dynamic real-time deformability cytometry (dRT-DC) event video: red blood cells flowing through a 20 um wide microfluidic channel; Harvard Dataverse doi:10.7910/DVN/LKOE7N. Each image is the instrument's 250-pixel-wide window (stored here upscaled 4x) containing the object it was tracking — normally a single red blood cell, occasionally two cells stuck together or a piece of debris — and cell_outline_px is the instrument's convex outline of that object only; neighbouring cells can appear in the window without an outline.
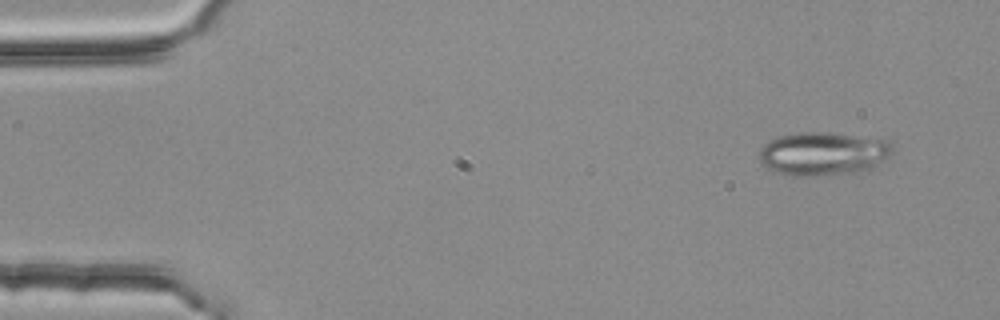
{"species": "common noctule bat (a hibernating species)", "species_latin": "Nyctalus noctula", "temperature_condition": "room temperature", "stored_images_in_passage": 3, "camera_frame_rate_fps": 3000, "um_per_image_px": 0.085, "animal": {"sex": "female", "body_mass_g": 25.1}, "frame": {"image": 1, "passage_image": 1, "time_ms": 0.0, "image_size_px": [1000, 320], "cell_outline_px": [[896, 152], [872, 168], [864, 172], [812, 176], [788, 176], [772, 172], [760, 160], [760, 148], [764, 144], [780, 136], [800, 132], [828, 132], [888, 140], [896, 148]], "centroid_in_image_um": [70.02, 13.08], "position_along_channel_um": 15.0, "area_um2": 34.22}}